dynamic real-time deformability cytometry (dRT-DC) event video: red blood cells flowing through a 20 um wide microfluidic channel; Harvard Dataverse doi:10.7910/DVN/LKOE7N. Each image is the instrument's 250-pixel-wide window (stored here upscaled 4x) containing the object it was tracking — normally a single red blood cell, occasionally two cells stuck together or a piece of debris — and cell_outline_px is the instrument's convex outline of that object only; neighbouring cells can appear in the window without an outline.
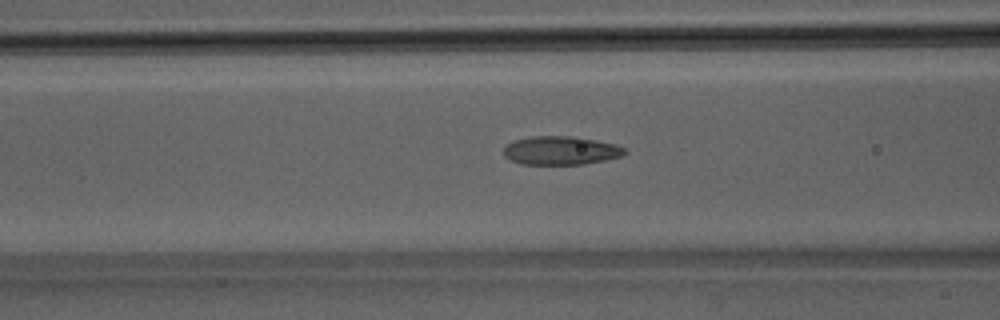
{"species": "Egyptian fruit bat (a non-hibernating species)", "species_latin": "Rousettus aegyptiacus", "temperature_condition": "room temperature", "stored_images_in_passage": 48, "camera_frame_rate_fps": 3000, "um_per_image_px": 0.085, "animal": {"sex": "male"}, "frame": {"image": 1, "passage_image": 18, "time_ms": 5.667, "image_size_px": [1000, 320], "cell_outline_px": [[628, 152], [620, 156], [604, 160], [584, 164], [520, 164], [508, 160], [504, 156], [504, 148], [508, 144], [516, 140], [532, 136], [568, 136], [596, 140], [616, 144], [624, 148]], "centroid_in_image_um": [47.65, 12.8], "position_along_channel_um": 119.0, "area_um2": 20.06}}
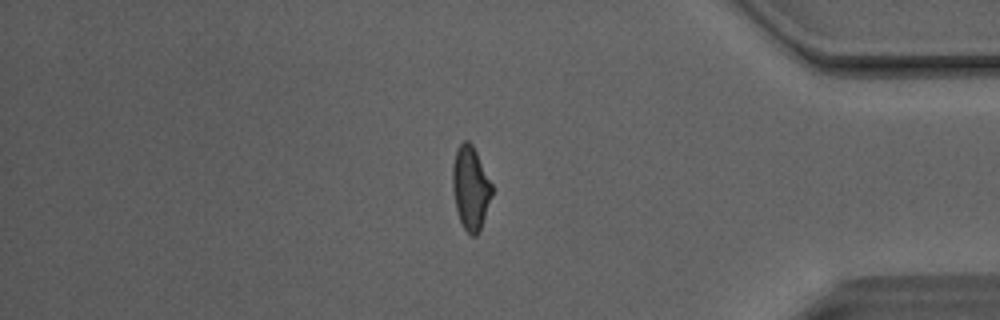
{"frame": {"image": 2, "passage_image": 40, "time_ms": 13.0, "image_size_px": [1000, 320], "cell_outline_px": [[492, 196], [480, 228], [476, 236], [472, 236], [464, 228], [460, 220], [456, 208], [452, 188], [452, 164], [456, 152], [460, 144], [464, 140], [468, 140], [472, 144], [492, 184]], "centroid_in_image_um": [39.99, 15.96], "position_along_channel_um": 395.2, "area_um2": 18.9}}
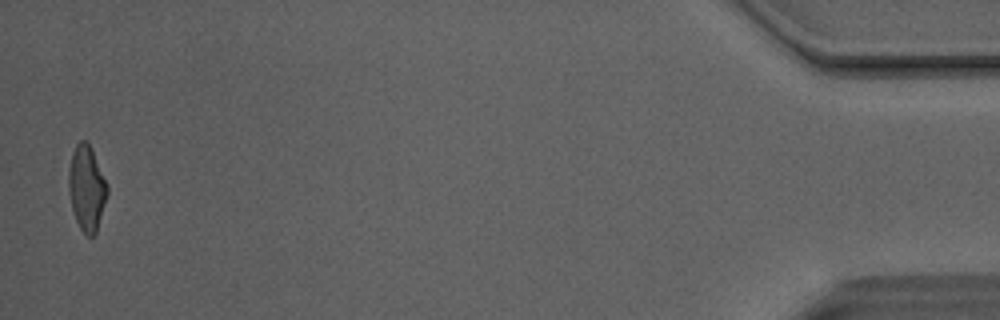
{"frame": {"image": 3, "passage_image": 47, "time_ms": 15.333, "image_size_px": [1000, 320], "cell_outline_px": [[108, 196], [96, 232], [92, 236], [84, 236], [76, 220], [72, 208], [68, 192], [68, 172], [72, 152], [76, 144], [80, 140], [84, 140], [92, 148], [108, 184]], "centroid_in_image_um": [7.37, 15.99], "position_along_channel_um": 427.8, "area_um2": 19.48}, "authors_computed_cell_mechanics": {"area_um2": 20.0277, "velocity_mm_per_s": 4.153, "shape_relaxation_time_tau1_ms": 5.0697, "shape_relaxation_time_tau2_ms": 1.5296, "deformation_change_tau1": 0.1522, "deformation_change_tau2": 0.0973}}